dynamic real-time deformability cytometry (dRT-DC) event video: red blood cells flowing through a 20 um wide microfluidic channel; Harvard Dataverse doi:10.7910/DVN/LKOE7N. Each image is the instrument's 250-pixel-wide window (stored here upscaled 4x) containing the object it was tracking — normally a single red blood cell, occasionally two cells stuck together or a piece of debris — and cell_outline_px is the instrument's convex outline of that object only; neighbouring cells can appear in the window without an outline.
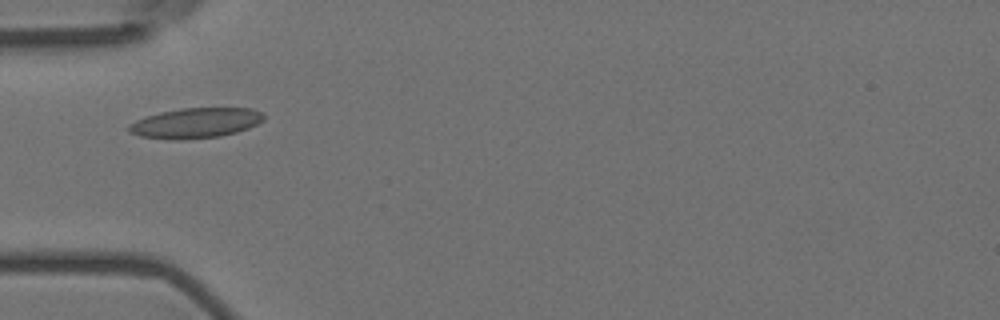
{"species": "Egyptian fruit bat (a non-hibernating species)", "species_latin": "Rousettus aegyptiacus", "temperature_condition": "room temperature", "stored_images_in_passage": 32, "camera_frame_rate_fps": 3000, "um_per_image_px": 0.085, "animal": {"sex": "female"}, "frame": {"image": 1, "passage_image": 1, "time_ms": 0.0, "image_size_px": [1000, 320], "cell_outline_px": [[264, 120], [248, 128], [236, 132], [220, 136], [180, 140], [176, 140], [140, 136], [128, 132], [128, 124], [136, 120], [160, 112], [180, 108], [252, 108], [264, 112]], "centroid_in_image_um": [16.63, 10.45], "position_along_channel_um": 68.4, "area_um2": 23.76}}
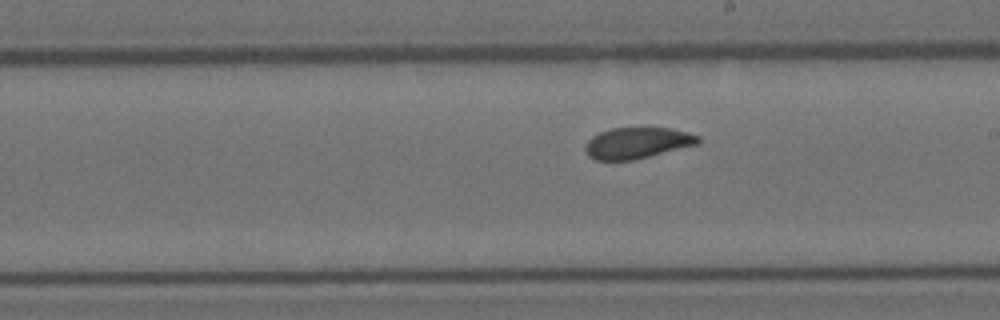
{"frame": {"image": 2, "passage_image": 15, "time_ms": 4.667, "image_size_px": [1000, 320], "cell_outline_px": [[700, 144], [632, 160], [596, 160], [588, 156], [584, 148], [584, 144], [592, 136], [600, 132], [612, 128], [672, 128], [688, 132], [700, 136]], "centroid_in_image_um": [54.17, 12.15], "position_along_channel_um": 234.8, "area_um2": 20.58}}
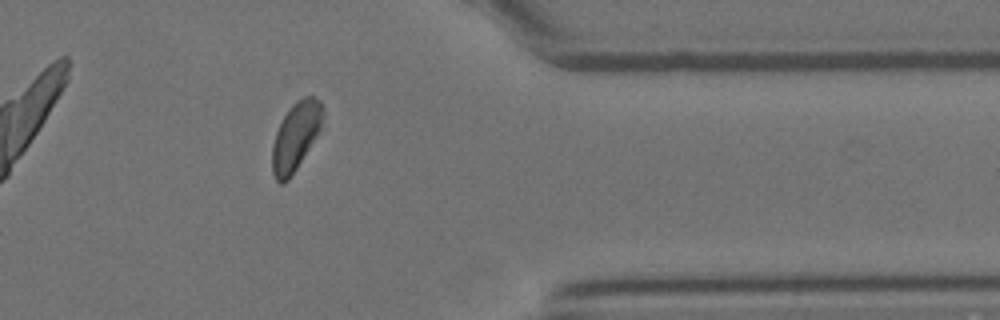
{"frame": {"image": 3, "passage_image": 29, "time_ms": 9.333, "image_size_px": [1000, 320], "cell_outline_px": [[324, 116], [320, 128], [296, 168], [288, 180], [284, 184], [280, 184], [276, 180], [272, 172], [272, 144], [276, 132], [284, 116], [292, 104], [296, 100], [304, 96], [312, 96], [320, 100], [324, 112]], "centroid_in_image_um": [25.11, 11.57], "position_along_channel_um": 386.3, "area_um2": 19.77}, "authors_computed_cell_mechanics": {"area_um2": 21.4149, "velocity_mm_per_s": 3.5687, "shape_relaxation_time_tau1_ms": 3.7881, "shape_relaxation_time_tau2_ms": 1.601, "deformation_change_tau1": 0.1021, "deformation_change_tau2": 0.0601}}